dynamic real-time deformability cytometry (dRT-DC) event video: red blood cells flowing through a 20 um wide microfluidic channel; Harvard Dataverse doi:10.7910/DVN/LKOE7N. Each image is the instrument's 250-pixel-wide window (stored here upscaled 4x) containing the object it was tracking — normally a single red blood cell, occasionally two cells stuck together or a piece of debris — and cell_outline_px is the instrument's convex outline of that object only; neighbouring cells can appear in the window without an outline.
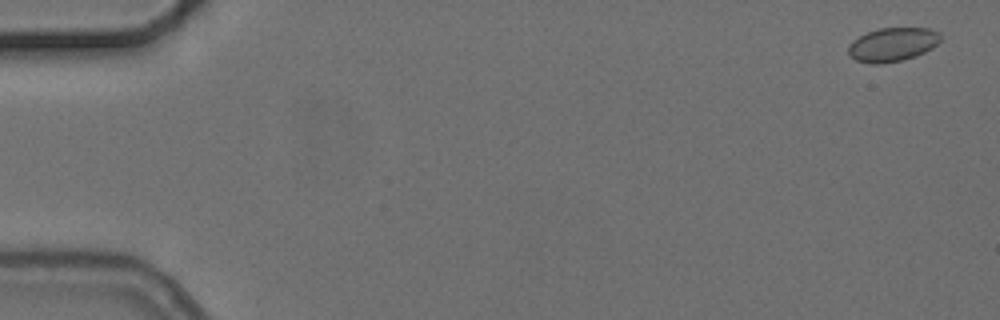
{"species": "common noctule bat (a hibernating species)", "species_latin": "Nyctalus noctula", "temperature_condition": "cold", "stored_images_in_passage": 7, "camera_frame_rate_fps": 3000, "um_per_image_px": 0.085, "animal": {"sex": "female", "body_mass_g": 24.6, "forearm_length_mm": 56.2}, "frame": {"image": 1, "passage_image": 1, "time_ms": 0.0, "image_size_px": [1000, 320], "cell_outline_px": [[940, 40], [932, 48], [916, 56], [900, 60], [880, 64], [872, 64], [856, 60], [848, 52], [848, 44], [852, 40], [868, 32], [880, 28], [928, 28], [940, 32]], "centroid_in_image_um": [75.86, 3.78], "position_along_channel_um": 9.1, "area_um2": 18.03}}
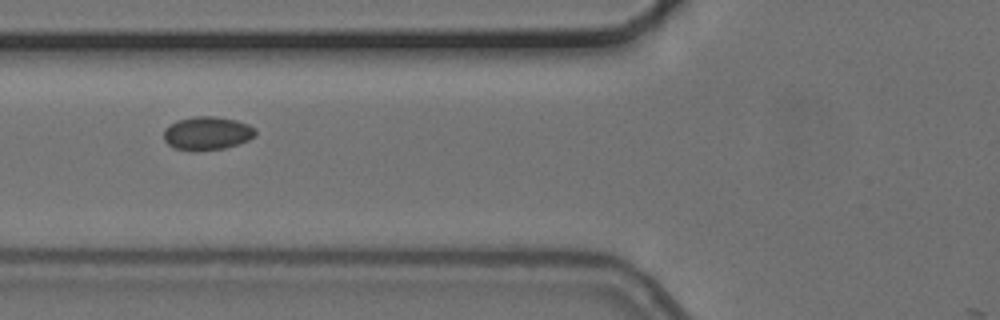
{"frame": {"image": 2, "passage_image": 6, "time_ms": 6.667, "image_size_px": [1000, 320], "cell_outline_px": [[256, 136], [248, 140], [224, 148], [196, 152], [172, 148], [164, 140], [164, 128], [176, 120], [196, 116], [216, 116], [236, 120], [248, 124], [256, 128]], "centroid_in_image_um": [17.59, 11.33], "position_along_channel_um": 108.2, "area_um2": 18.15}}
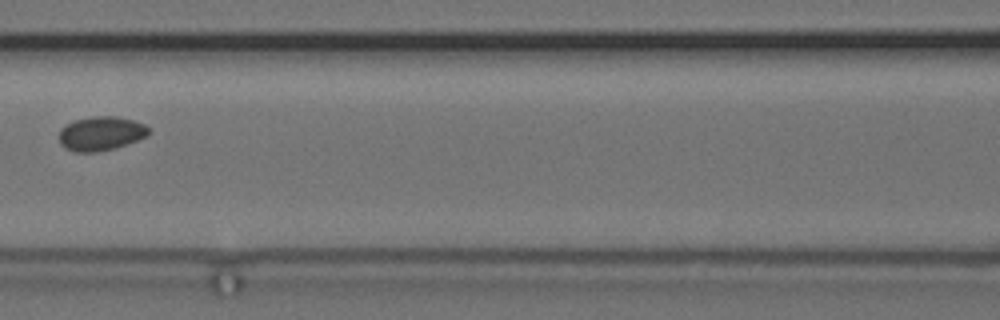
{"frame": {"image": 3, "passage_image": 7, "time_ms": 8.0, "image_size_px": [1000, 320], "cell_outline_px": [[152, 132], [148, 136], [116, 148], [96, 152], [76, 152], [64, 148], [60, 144], [60, 128], [76, 120], [92, 116], [116, 116], [132, 120], [144, 124], [152, 128]], "centroid_in_image_um": [8.63, 11.35], "position_along_channel_um": 158.0, "area_um2": 17.98}}